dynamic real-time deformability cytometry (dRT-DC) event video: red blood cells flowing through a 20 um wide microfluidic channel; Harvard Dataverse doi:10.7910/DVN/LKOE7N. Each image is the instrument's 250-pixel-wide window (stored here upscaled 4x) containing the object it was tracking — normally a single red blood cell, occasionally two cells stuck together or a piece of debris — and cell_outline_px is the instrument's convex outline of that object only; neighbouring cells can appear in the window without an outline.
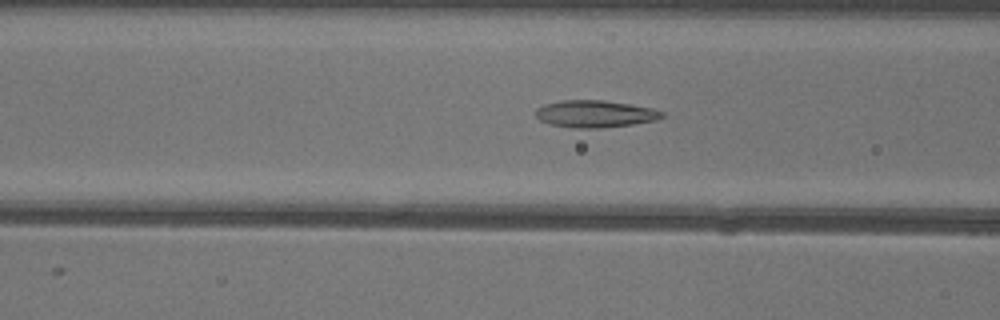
{"species": "common noctule bat (a hibernating species)", "species_latin": "Nyctalus noctula", "temperature_condition": "warm", "stored_images_in_passage": 50, "camera_frame_rate_fps": 3000, "um_per_image_px": 0.085, "animal": {"sex": "female"}, "frame": {"image": 1, "passage_image": 19, "time_ms": 6.0, "image_size_px": [1000, 320], "cell_outline_px": [[664, 116], [656, 120], [632, 124], [600, 128], [572, 128], [548, 124], [540, 120], [536, 116], [536, 108], [544, 104], [560, 100], [604, 100], [652, 108], [664, 112]], "centroid_in_image_um": [50.55, 9.68], "position_along_channel_um": 116.1, "area_um2": 20.0}}
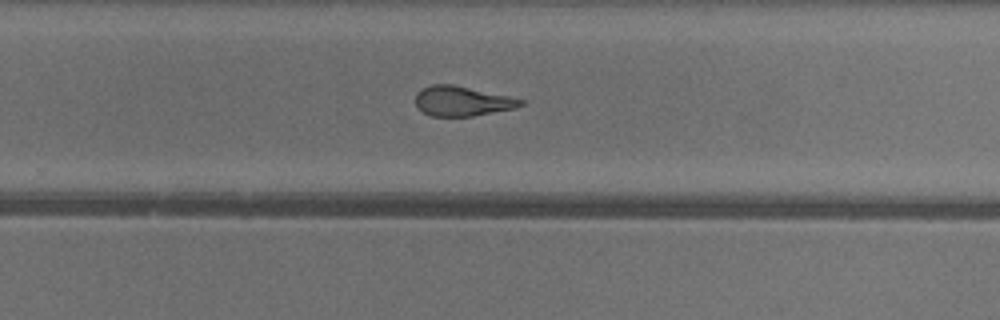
{"frame": {"image": 2, "passage_image": 32, "time_ms": 10.333, "image_size_px": [1000, 320], "cell_outline_px": [[524, 104], [516, 108], [472, 116], [432, 116], [416, 108], [416, 92], [432, 84], [452, 84], [508, 96], [524, 100]], "centroid_in_image_um": [39.27, 8.6], "position_along_channel_um": 290.5, "area_um2": 18.15}}
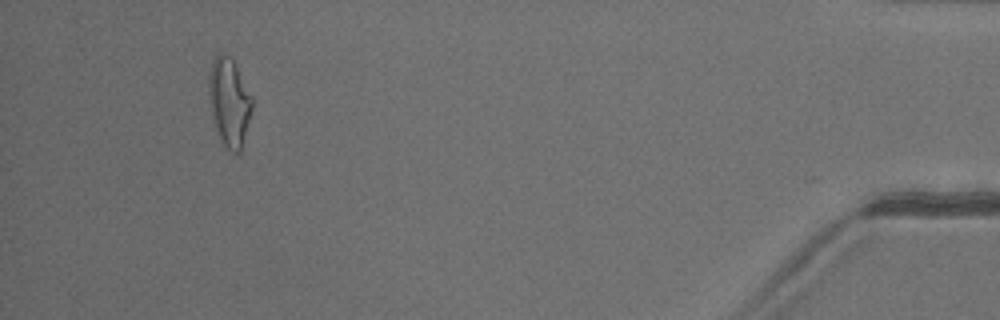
{"frame": {"image": 3, "passage_image": 47, "time_ms": 15.333, "image_size_px": [1000, 320], "cell_outline_px": [[252, 108], [240, 152], [232, 152], [224, 148], [216, 132], [208, 92], [208, 76], [212, 60], [220, 52], [232, 56], [252, 96]], "centroid_in_image_um": [19.47, 8.64], "position_along_channel_um": 415.7, "area_um2": 22.43}, "authors_computed_cell_mechanics": {"area_um2": 20.1144, "velocity_mm_per_s": 4.0285, "shape_relaxation_time_tau1_ms": null, "shape_relaxation_time_tau2_ms": 2.0739, "deformation_change_tau1": null, "deformation_change_tau2": 0.1102}}